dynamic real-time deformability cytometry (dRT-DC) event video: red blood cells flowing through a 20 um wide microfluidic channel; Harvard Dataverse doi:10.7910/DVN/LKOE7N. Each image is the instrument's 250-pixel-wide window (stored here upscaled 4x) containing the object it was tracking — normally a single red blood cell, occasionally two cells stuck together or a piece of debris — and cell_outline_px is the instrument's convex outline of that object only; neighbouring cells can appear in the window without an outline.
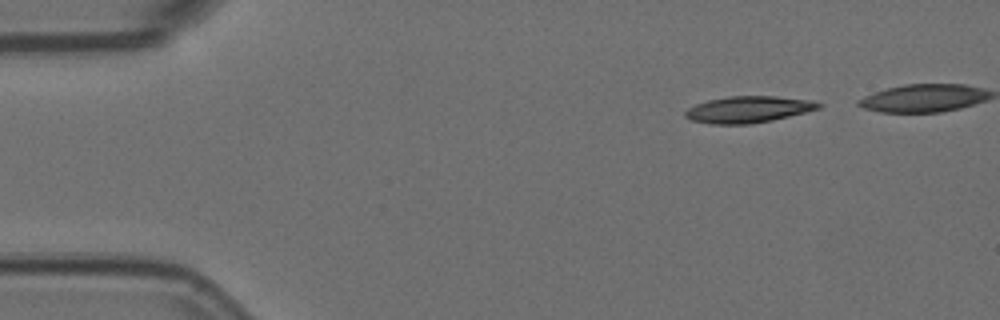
{"species": "Egyptian fruit bat (a non-hibernating species)", "species_latin": "Rousettus aegyptiacus", "temperature_condition": "room temperature", "stored_images_in_passage": 5, "segment_of_instrument_passage": [1, 2], "camera_frame_rate_fps": 3000, "um_per_image_px": 0.085, "animal": {"sex": "female"}, "frame": {"image": 1, "passage_image": 1, "time_ms": 0.0, "image_size_px": [1000, 320], "cell_outline_px": [[824, 104], [820, 108], [772, 120], [748, 124], [712, 124], [692, 120], [684, 116], [684, 112], [688, 108], [696, 104], [708, 100], [728, 96], [776, 96], [812, 100]], "centroid_in_image_um": [63.6, 9.29], "position_along_channel_um": 21.4, "area_um2": 20.52}}
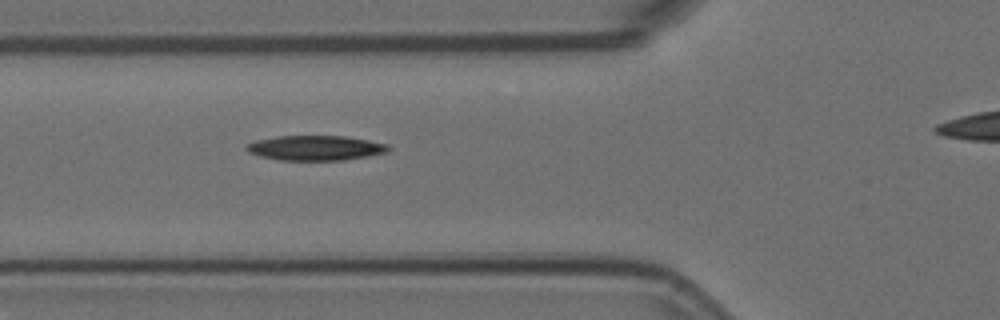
{"frame": {"image": 2, "passage_image": 4, "time_ms": 1.0, "image_size_px": [1000, 320], "cell_outline_px": [[392, 148], [388, 152], [368, 156], [344, 160], [280, 160], [260, 156], [248, 152], [244, 148], [248, 144], [256, 140], [276, 136], [344, 136], [368, 140], [388, 144]], "centroid_in_image_um": [26.83, 12.57], "position_along_channel_um": 99.0, "area_um2": 20.63}}